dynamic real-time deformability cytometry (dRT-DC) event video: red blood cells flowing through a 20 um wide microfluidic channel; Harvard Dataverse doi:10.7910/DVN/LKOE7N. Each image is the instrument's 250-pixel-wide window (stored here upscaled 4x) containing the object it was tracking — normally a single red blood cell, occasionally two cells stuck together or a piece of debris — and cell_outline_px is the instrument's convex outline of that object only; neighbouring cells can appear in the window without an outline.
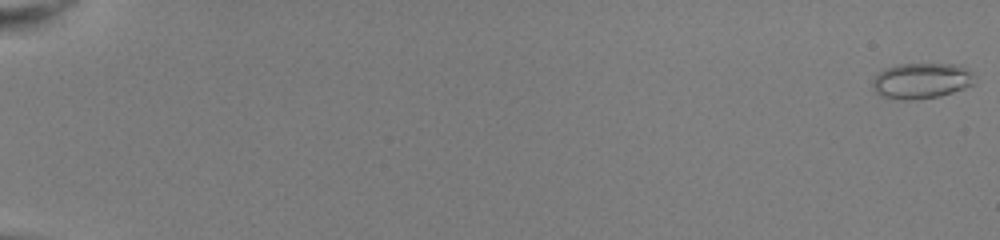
{"species": "common noctule bat (a hibernating species)", "species_latin": "Nyctalus noctula", "temperature_condition": "room temperature", "stored_images_in_passage": 49, "camera_frame_rate_fps": 3000, "um_per_image_px": 0.085, "animal": {"sex": "female", "body_mass_g": 22.0, "forearm_length_mm": 56.7}, "frame": {"image": 1, "passage_image": 1, "time_ms": 0.0, "image_size_px": [1000, 240], "cell_outline_px": [[972, 84], [964, 88], [940, 96], [912, 100], [900, 100], [880, 96], [876, 92], [872, 84], [872, 80], [884, 68], [900, 64], [952, 64], [964, 68], [972, 72]], "centroid_in_image_um": [78.26, 6.88], "position_along_channel_um": 6.7, "area_um2": 20.98}, "authors_computed_cell_mechanics": {"area_um2": 18.8428, "velocity_mm_per_s": 4.0095, "shape_relaxation_time_tau1_ms": 1.9536, "shape_relaxation_time_tau2_ms": 0.9769, "deformation_change_tau1": 0.0994, "deformation_change_tau2": 0.0503}}